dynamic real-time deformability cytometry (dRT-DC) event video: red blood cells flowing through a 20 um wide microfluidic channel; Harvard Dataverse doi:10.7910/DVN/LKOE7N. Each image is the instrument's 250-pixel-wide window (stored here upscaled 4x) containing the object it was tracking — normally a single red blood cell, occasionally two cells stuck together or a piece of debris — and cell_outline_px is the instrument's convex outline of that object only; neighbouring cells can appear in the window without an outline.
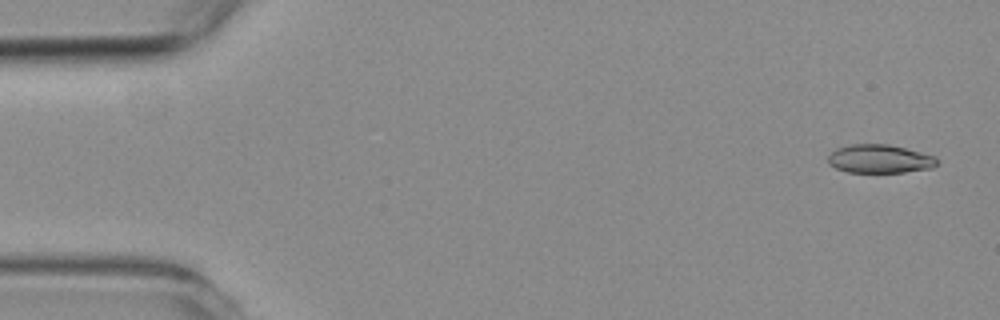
{"species": "common noctule bat (a hibernating species)", "species_latin": "Nyctalus noctula", "temperature_condition": "room temperature", "stored_images_in_passage": 4, "camera_frame_rate_fps": 3000, "um_per_image_px": 0.085, "animal": {"sex": "female", "body_mass_g": 19.3, "forearm_length_mm": 54.1}, "frame": {"image": 1, "passage_image": 1, "time_ms": 0.0, "image_size_px": [1000, 320], "cell_outline_px": [[940, 160], [932, 168], [904, 172], [848, 172], [836, 168], [828, 164], [828, 156], [836, 148], [852, 144], [888, 144], [936, 156]], "centroid_in_image_um": [74.78, 13.5], "position_along_channel_um": 10.2, "area_um2": 18.09}}
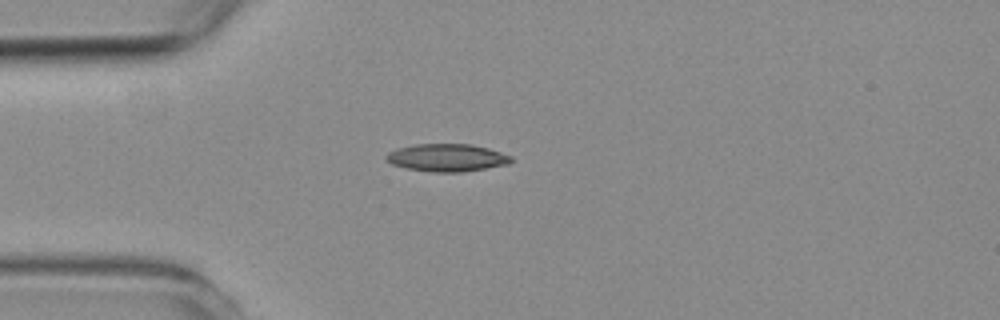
{"frame": {"image": 2, "passage_image": 4, "time_ms": 4.0, "image_size_px": [1000, 320], "cell_outline_px": [[512, 160], [508, 164], [464, 172], [432, 172], [408, 168], [392, 164], [384, 160], [384, 156], [388, 152], [396, 148], [416, 144], [472, 144], [488, 148], [512, 156]], "centroid_in_image_um": [37.96, 13.4], "position_along_channel_um": 47.0, "area_um2": 20.17}}